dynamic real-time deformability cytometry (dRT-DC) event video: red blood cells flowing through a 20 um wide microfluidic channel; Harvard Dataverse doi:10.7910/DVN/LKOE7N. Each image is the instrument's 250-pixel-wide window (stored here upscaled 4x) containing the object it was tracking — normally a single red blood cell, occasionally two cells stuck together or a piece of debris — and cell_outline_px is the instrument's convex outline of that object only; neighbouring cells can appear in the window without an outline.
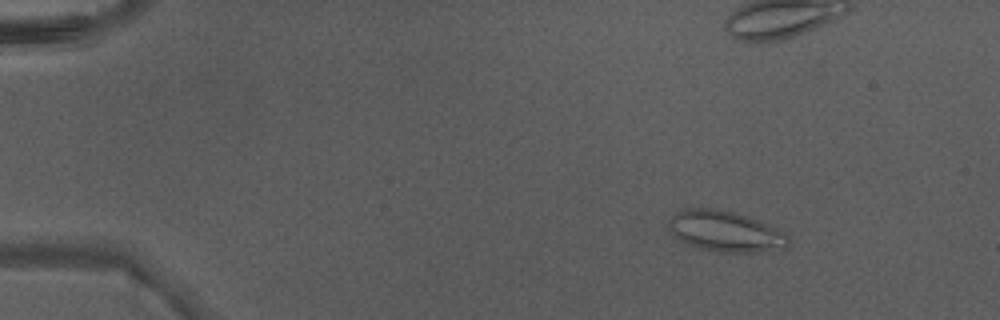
{"species": "Egyptian fruit bat (a non-hibernating species)", "species_latin": "Rousettus aegyptiacus", "temperature_condition": "warm", "stored_images_in_passage": 50, "camera_frame_rate_fps": 3000, "um_per_image_px": 0.085, "animal": {"sex": "male"}, "frame": {"image": 1, "passage_image": 8, "time_ms": 2.333, "image_size_px": [1000, 320], "cell_outline_px": [[792, 244], [788, 248], [756, 252], [716, 252], [700, 248], [688, 244], [672, 236], [668, 228], [668, 220], [676, 212], [688, 208], [712, 208], [732, 212], [748, 216], [768, 224], [784, 232], [788, 236]], "centroid_in_image_um": [61.67, 19.67], "position_along_channel_um": 23.3, "area_um2": 28.73}}